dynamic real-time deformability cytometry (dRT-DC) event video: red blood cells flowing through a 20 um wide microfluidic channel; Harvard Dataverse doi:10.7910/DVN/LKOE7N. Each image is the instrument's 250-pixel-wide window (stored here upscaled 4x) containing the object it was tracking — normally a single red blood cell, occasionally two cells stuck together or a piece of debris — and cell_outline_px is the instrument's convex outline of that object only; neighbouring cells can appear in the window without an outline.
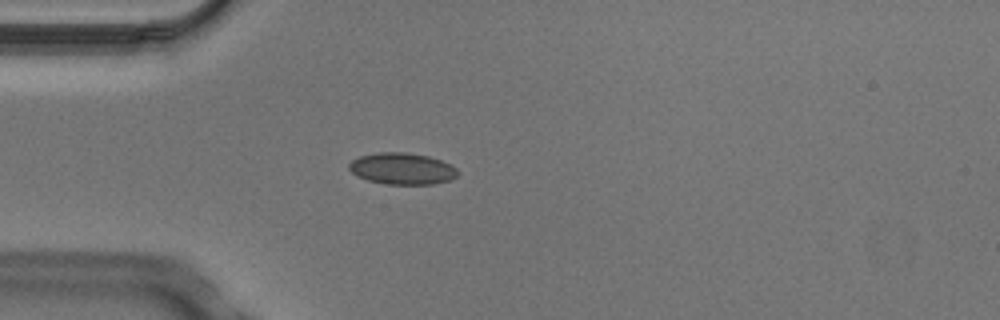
{"species": "Egyptian fruit bat (a non-hibernating species)", "species_latin": "Rousettus aegyptiacus", "temperature_condition": "cold", "stored_images_in_passage": 6, "camera_frame_rate_fps": 3000, "um_per_image_px": 0.085, "animal": {"sex": "male"}, "frame": {"image": 1, "passage_image": 5, "time_ms": 1.333, "image_size_px": [1000, 320], "cell_outline_px": [[456, 176], [452, 180], [432, 184], [388, 184], [368, 180], [352, 172], [348, 168], [348, 164], [352, 160], [360, 156], [376, 152], [408, 152], [428, 156], [452, 164], [456, 168]], "centroid_in_image_um": [34.19, 14.32], "position_along_channel_um": 50.8, "area_um2": 19.94}}